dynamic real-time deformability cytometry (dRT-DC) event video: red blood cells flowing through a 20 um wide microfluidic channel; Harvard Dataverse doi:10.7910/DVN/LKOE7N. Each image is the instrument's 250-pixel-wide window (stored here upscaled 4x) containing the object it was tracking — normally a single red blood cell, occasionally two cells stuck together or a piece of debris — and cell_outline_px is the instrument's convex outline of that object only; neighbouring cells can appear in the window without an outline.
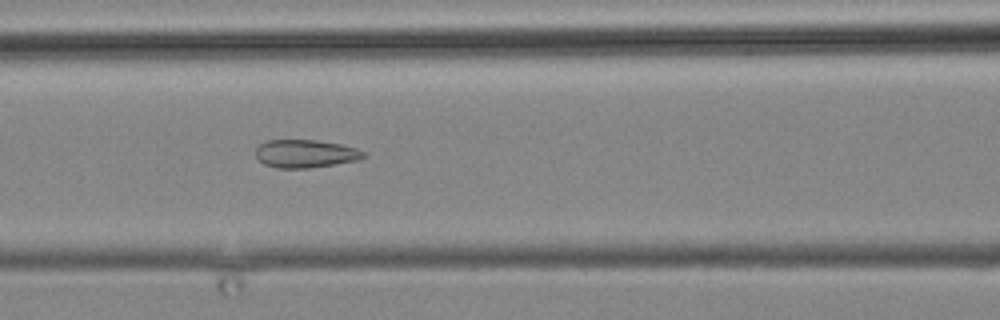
{"species": "common noctule bat (a hibernating species)", "species_latin": "Nyctalus noctula", "temperature_condition": "cold", "stored_images_in_passage": 11, "camera_frame_rate_fps": 3000, "um_per_image_px": 0.085, "animal": {"sex": "male", "body_mass_g": 19.2, "forearm_length_mm": 51.8}, "frame": {"image": 1, "passage_image": 11, "time_ms": 13.333, "image_size_px": [1000, 320], "cell_outline_px": [[368, 156], [356, 160], [308, 168], [276, 168], [264, 164], [256, 156], [256, 148], [260, 144], [268, 140], [316, 140], [340, 144], [356, 148], [368, 152]], "centroid_in_image_um": [25.98, 13.06], "position_along_channel_um": 140.6, "area_um2": 17.57}}